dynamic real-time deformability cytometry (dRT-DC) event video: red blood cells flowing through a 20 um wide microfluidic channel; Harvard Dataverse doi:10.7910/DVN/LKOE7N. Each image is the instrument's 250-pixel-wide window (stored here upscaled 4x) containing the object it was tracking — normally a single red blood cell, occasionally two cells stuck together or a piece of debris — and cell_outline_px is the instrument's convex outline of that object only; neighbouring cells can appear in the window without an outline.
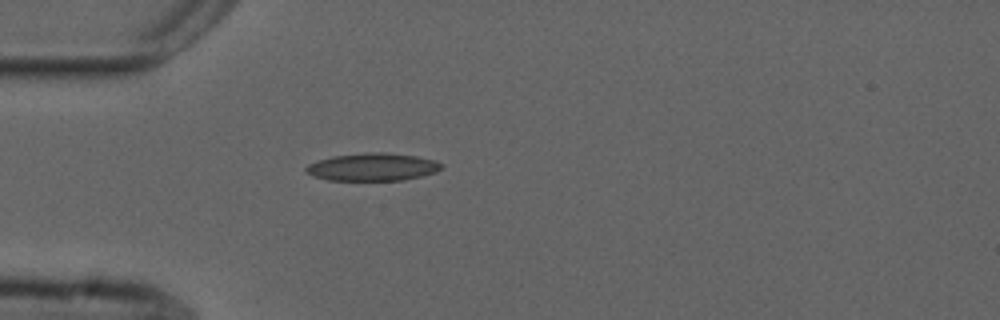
{"species": "common noctule bat (a hibernating species)", "species_latin": "Nyctalus noctula", "temperature_condition": "cold", "stored_images_in_passage": 37, "camera_frame_rate_fps": 3000, "um_per_image_px": 0.085, "animal": {"sex": "male", "forearm_length_mm": 52.5}, "frame": {"image": 1, "passage_image": 1, "time_ms": 0.0, "image_size_px": [1000, 320], "cell_outline_px": [[444, 168], [436, 172], [404, 180], [328, 180], [312, 176], [304, 172], [304, 168], [308, 164], [332, 156], [368, 152], [384, 152], [416, 156], [436, 160], [444, 164]], "centroid_in_image_um": [31.68, 14.19], "position_along_channel_um": 53.3, "area_um2": 22.02}}
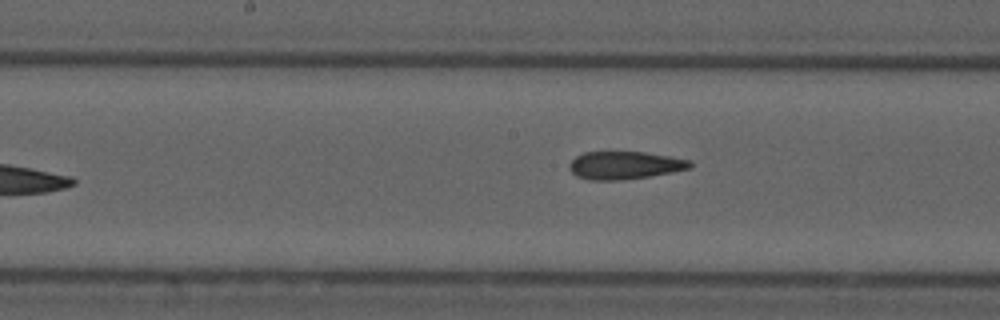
{"frame": {"image": 2, "passage_image": 13, "time_ms": 4.0, "image_size_px": [1000, 320], "cell_outline_px": [[692, 168], [672, 172], [648, 176], [620, 180], [588, 180], [576, 176], [568, 168], [568, 164], [576, 156], [584, 152], [644, 152], [692, 160]], "centroid_in_image_um": [53.09, 14.05], "position_along_channel_um": 195.1, "area_um2": 19.59}}
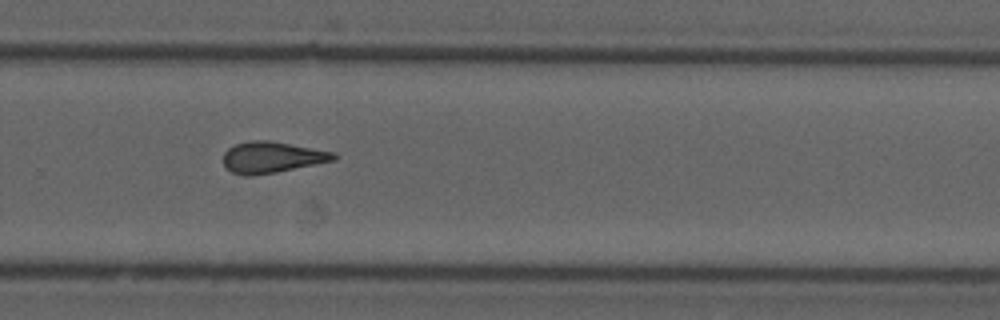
{"frame": {"image": 3, "passage_image": 22, "time_ms": 7.0, "image_size_px": [1000, 320], "cell_outline_px": [[336, 160], [276, 172], [252, 176], [248, 176], [232, 172], [224, 168], [224, 152], [228, 148], [236, 144], [252, 140], [268, 140], [336, 152]], "centroid_in_image_um": [23.11, 13.37], "position_along_channel_um": 306.7, "area_um2": 20.06}, "authors_computed_cell_mechanics": {"area_um2": 19.7676, "velocity_mm_per_s": 3.7432, "shape_relaxation_time_tau1_ms": null, "shape_relaxation_time_tau2_ms": 3.2741, "deformation_change_tau1": null, "deformation_change_tau2": 0.1359}}